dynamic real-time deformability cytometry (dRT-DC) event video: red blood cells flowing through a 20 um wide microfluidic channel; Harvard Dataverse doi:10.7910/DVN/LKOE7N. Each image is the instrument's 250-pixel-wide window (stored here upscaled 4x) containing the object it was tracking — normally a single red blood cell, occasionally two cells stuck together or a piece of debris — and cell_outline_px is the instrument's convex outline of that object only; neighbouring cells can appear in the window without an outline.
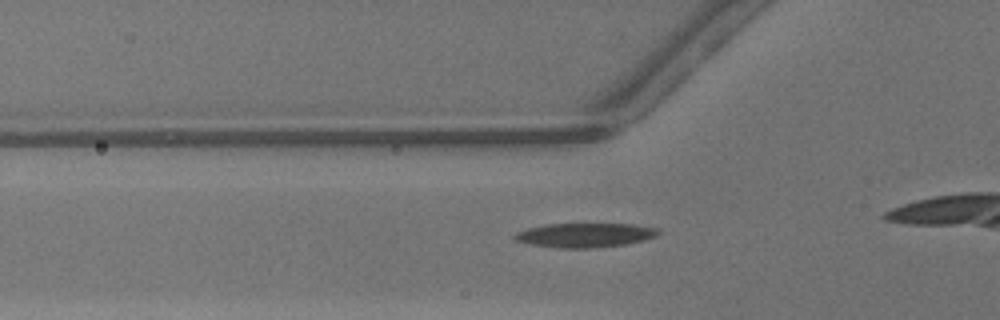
{"species": "common noctule bat (a hibernating species)", "species_latin": "Nyctalus noctula", "temperature_condition": "warm", "stored_images_in_passage": 30, "camera_frame_rate_fps": 3000, "um_per_image_px": 0.085, "animal": {"sex": "male", "body_mass_g": 13.3}, "frame": {"image": 1, "passage_image": 7, "time_ms": 2.0, "image_size_px": [1000, 320], "cell_outline_px": [[660, 232], [656, 236], [644, 240], [628, 244], [596, 248], [556, 248], [532, 244], [516, 240], [512, 236], [516, 232], [528, 228], [548, 224], [632, 224], [656, 228]], "centroid_in_image_um": [49.73, 19.99], "position_along_channel_um": 76.1, "area_um2": 20.29}}
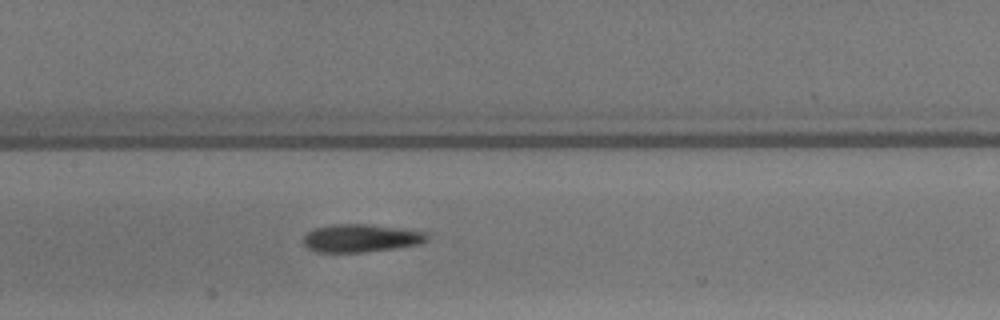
{"frame": {"image": 2, "passage_image": 14, "time_ms": 4.333, "image_size_px": [1000, 320], "cell_outline_px": [[428, 240], [420, 244], [364, 252], [316, 252], [308, 248], [304, 244], [304, 236], [312, 228], [332, 224], [368, 224], [400, 228], [424, 232], [428, 236]], "centroid_in_image_um": [30.64, 20.23], "position_along_channel_um": 176.8, "area_um2": 20.06}}
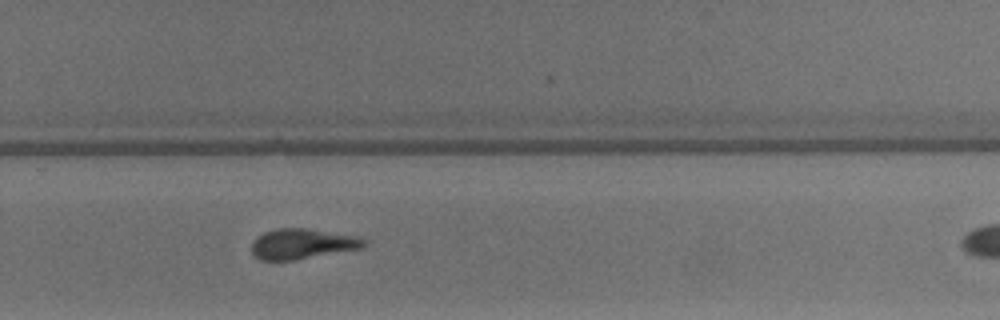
{"frame": {"image": 3, "passage_image": 23, "time_ms": 7.333, "image_size_px": [1000, 320], "cell_outline_px": [[368, 244], [364, 248], [296, 260], [260, 260], [252, 252], [252, 240], [256, 236], [264, 232], [276, 228], [308, 228], [360, 236], [368, 240]], "centroid_in_image_um": [25.76, 20.72], "position_along_channel_um": 304.0, "area_um2": 20.35}}